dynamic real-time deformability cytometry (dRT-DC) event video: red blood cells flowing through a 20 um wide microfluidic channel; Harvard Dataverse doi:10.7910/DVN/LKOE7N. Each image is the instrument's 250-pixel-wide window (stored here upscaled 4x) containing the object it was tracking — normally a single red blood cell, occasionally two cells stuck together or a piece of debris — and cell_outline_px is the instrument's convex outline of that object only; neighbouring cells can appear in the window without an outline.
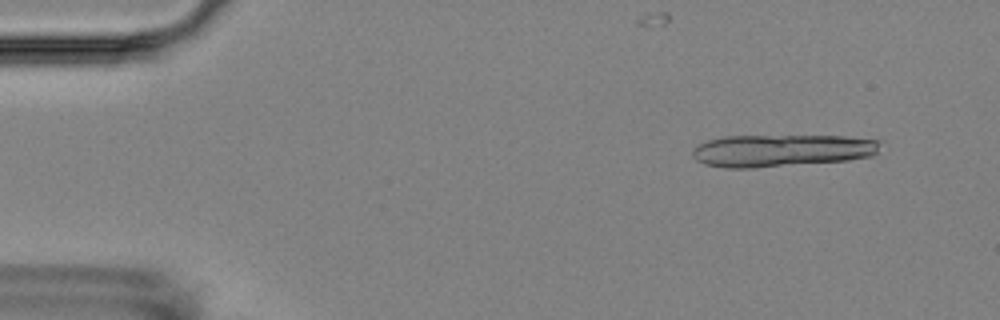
{"species": "Egyptian fruit bat (a non-hibernating species)", "species_latin": "Rousettus aegyptiacus", "temperature_condition": "room temperature", "stored_images_in_passage": 6, "segment_of_instrument_passage": [1, 2], "camera_frame_rate_fps": 3000, "um_per_image_px": 0.085, "animal": {"sex": "female"}, "frame": {"image": 1, "passage_image": 2, "time_ms": 1.0, "image_size_px": [1000, 320], "cell_outline_px": [[880, 140], [876, 152], [872, 156], [848, 160], [752, 168], [724, 168], [704, 164], [696, 160], [692, 156], [692, 148], [708, 140], [724, 136], [844, 136]], "centroid_in_image_um": [66.39, 12.79], "position_along_channel_um": 18.6, "area_um2": 35.32}}